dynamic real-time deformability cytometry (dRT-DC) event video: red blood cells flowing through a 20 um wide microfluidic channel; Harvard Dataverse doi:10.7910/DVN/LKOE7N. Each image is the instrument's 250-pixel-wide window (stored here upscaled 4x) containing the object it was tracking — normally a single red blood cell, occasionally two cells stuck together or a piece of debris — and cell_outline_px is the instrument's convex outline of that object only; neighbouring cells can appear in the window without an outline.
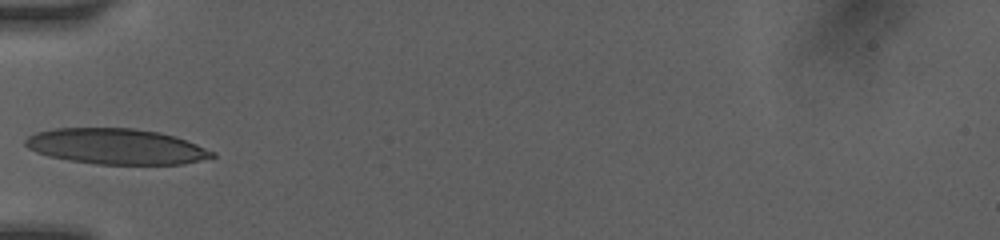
{"species": "human", "species_latin": "Homo sapiens", "temperature_condition": "room temperature", "stored_images_in_passage": 21, "camera_frame_rate_fps": 3000, "um_per_image_px": 0.085, "donor": {"sex": "female"}, "frame": {"image": 1, "passage_image": 1, "time_ms": 0.0, "image_size_px": [1000, 240], "cell_outline_px": [[216, 156], [184, 164], [96, 164], [68, 160], [48, 156], [36, 152], [28, 148], [24, 144], [24, 140], [28, 136], [36, 132], [56, 128], [136, 128], [160, 132], [176, 136], [216, 152]], "centroid_in_image_um": [9.87, 12.44], "position_along_channel_um": 75.1, "area_um2": 38.96}}
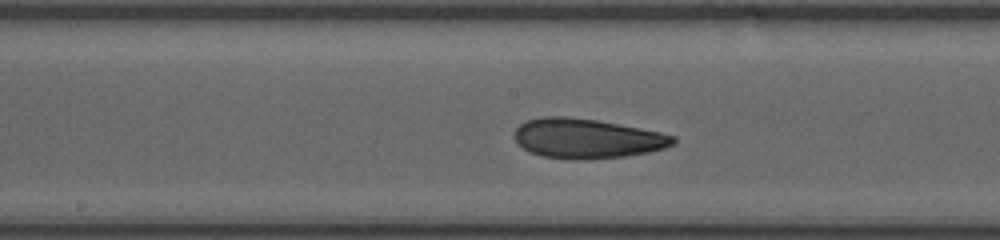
{"frame": {"image": 2, "passage_image": 13, "time_ms": 3.0, "image_size_px": [1000, 240], "cell_outline_px": [[676, 140], [672, 144], [664, 148], [648, 152], [624, 156], [584, 160], [572, 160], [544, 156], [532, 152], [524, 148], [512, 136], [516, 128], [520, 124], [528, 120], [540, 116], [568, 116], [596, 120], [640, 128], [660, 132], [676, 136]], "centroid_in_image_um": [49.87, 11.76], "position_along_channel_um": 198.3, "area_um2": 36.65}}
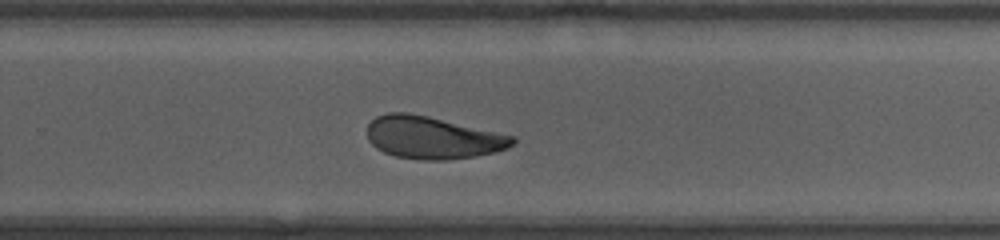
{"frame": {"image": 3, "passage_image": 21, "time_ms": 5.333, "image_size_px": [1000, 240], "cell_outline_px": [[516, 140], [508, 148], [492, 152], [472, 156], [444, 160], [420, 160], [396, 156], [384, 152], [376, 148], [368, 140], [368, 124], [376, 116], [388, 112], [408, 112], [428, 116], [516, 136]], "centroid_in_image_um": [36.75, 11.68], "position_along_channel_um": 293.1, "area_um2": 35.78}}